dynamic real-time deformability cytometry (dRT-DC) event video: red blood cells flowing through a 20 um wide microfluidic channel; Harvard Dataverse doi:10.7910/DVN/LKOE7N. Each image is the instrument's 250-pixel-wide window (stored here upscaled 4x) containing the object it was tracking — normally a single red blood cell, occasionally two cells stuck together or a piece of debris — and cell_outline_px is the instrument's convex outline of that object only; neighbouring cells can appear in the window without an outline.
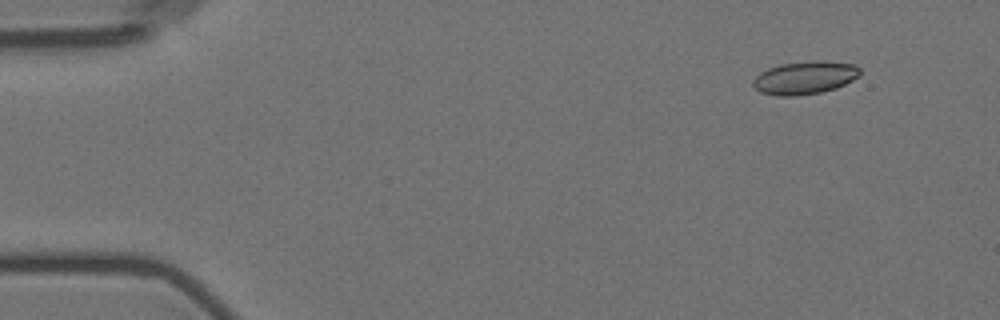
{"species": "Egyptian fruit bat (a non-hibernating species)", "species_latin": "Rousettus aegyptiacus", "temperature_condition": "room temperature", "stored_images_in_passage": 15, "camera_frame_rate_fps": 3000, "um_per_image_px": 0.085, "animal": {"sex": "female"}, "frame": {"image": 1, "passage_image": 2, "time_ms": 1.333, "image_size_px": [1000, 320], "cell_outline_px": [[860, 76], [836, 88], [820, 92], [796, 96], [776, 96], [760, 92], [752, 84], [752, 80], [760, 72], [768, 68], [780, 64], [816, 60], [856, 64], [860, 68]], "centroid_in_image_um": [68.4, 6.6], "position_along_channel_um": 16.6, "area_um2": 20.63}}
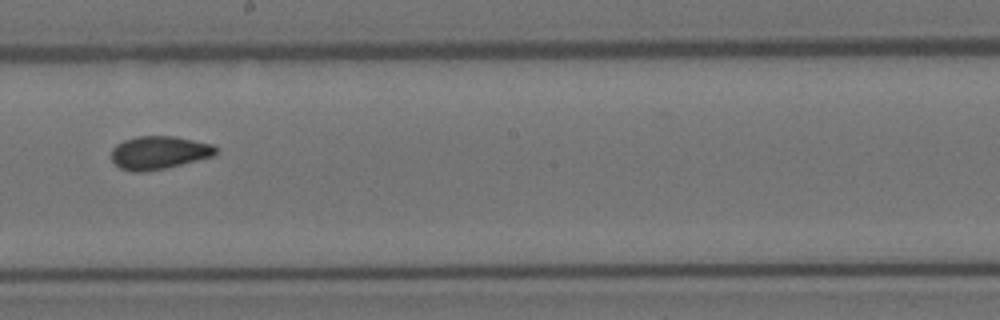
{"frame": {"image": 2, "passage_image": 9, "time_ms": 10.333, "image_size_px": [1000, 320], "cell_outline_px": [[220, 148], [212, 156], [164, 168], [144, 172], [132, 172], [120, 168], [112, 160], [112, 148], [116, 144], [124, 140], [136, 136], [176, 136], [212, 144]], "centroid_in_image_um": [13.5, 12.96], "position_along_channel_um": 234.7, "area_um2": 20.11}}
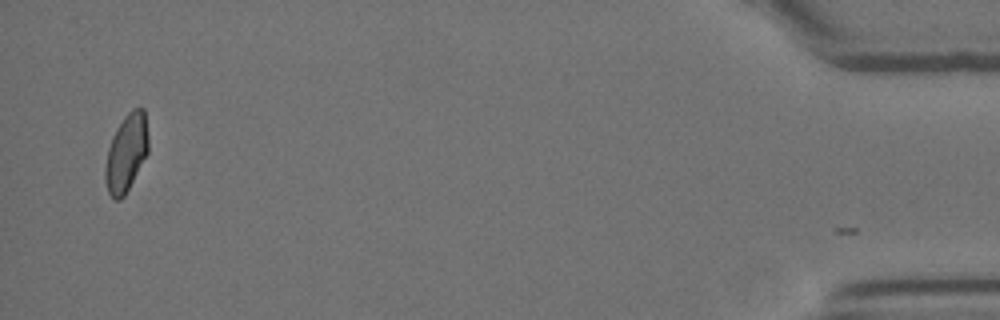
{"frame": {"image": 3, "passage_image": 15, "time_ms": 18.0, "image_size_px": [1000, 320], "cell_outline_px": [[148, 152], [124, 196], [120, 200], [112, 200], [108, 192], [104, 180], [104, 168], [108, 148], [112, 136], [116, 128], [124, 116], [132, 108], [140, 104], [144, 108], [148, 136]], "centroid_in_image_um": [10.72, 12.97], "position_along_channel_um": 424.5, "area_um2": 19.77}, "authors_computed_cell_mechanics": {"area_um2": 19.8832, "velocity_mm_per_s": 3.5831, "shape_relaxation_time_tau1_ms": 6.2909, "shape_relaxation_time_tau2_ms": 1.2131, "deformation_change_tau1": 0.1194, "deformation_change_tau2": 0.044}}